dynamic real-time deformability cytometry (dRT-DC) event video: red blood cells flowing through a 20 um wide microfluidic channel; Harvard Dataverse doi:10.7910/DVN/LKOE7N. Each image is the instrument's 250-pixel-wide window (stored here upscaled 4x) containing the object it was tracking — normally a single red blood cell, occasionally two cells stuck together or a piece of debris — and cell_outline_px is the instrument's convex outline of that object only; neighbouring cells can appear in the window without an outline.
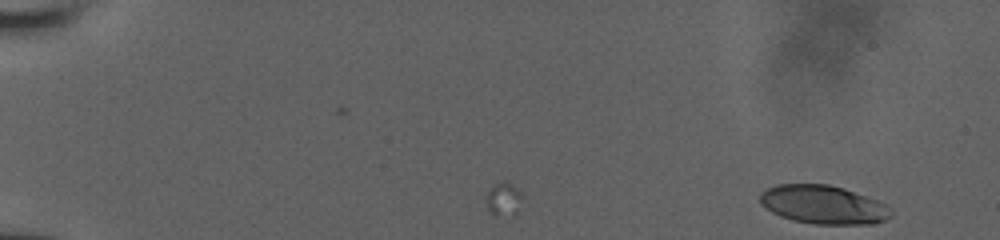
{"species": "human", "species_latin": "Homo sapiens", "temperature_condition": "room temperature", "stored_images_in_passage": 9, "camera_frame_rate_fps": 3000, "um_per_image_px": 0.085, "donor": {"sex": "male"}, "frame": {"image": 1, "passage_image": 1, "time_ms": 0.0, "image_size_px": [1000, 240], "cell_outline_px": [[892, 216], [884, 220], [872, 224], [816, 224], [792, 220], [780, 216], [764, 208], [760, 204], [760, 192], [776, 184], [828, 184], [844, 188], [888, 204], [892, 208]], "centroid_in_image_um": [69.99, 17.39], "position_along_channel_um": 15.0, "area_um2": 29.71}}
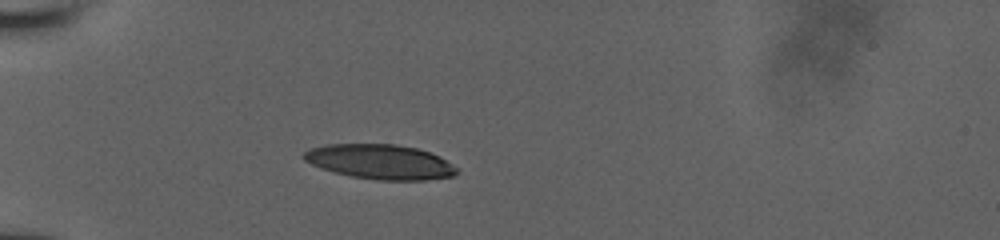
{"frame": {"image": 2, "passage_image": 7, "time_ms": 4.667, "image_size_px": [1000, 240], "cell_outline_px": [[460, 168], [452, 176], [424, 180], [376, 180], [352, 176], [320, 168], [304, 160], [300, 156], [308, 148], [328, 144], [396, 144], [416, 148], [440, 156]], "centroid_in_image_um": [32.3, 13.74], "position_along_channel_um": 52.7, "area_um2": 31.04}}